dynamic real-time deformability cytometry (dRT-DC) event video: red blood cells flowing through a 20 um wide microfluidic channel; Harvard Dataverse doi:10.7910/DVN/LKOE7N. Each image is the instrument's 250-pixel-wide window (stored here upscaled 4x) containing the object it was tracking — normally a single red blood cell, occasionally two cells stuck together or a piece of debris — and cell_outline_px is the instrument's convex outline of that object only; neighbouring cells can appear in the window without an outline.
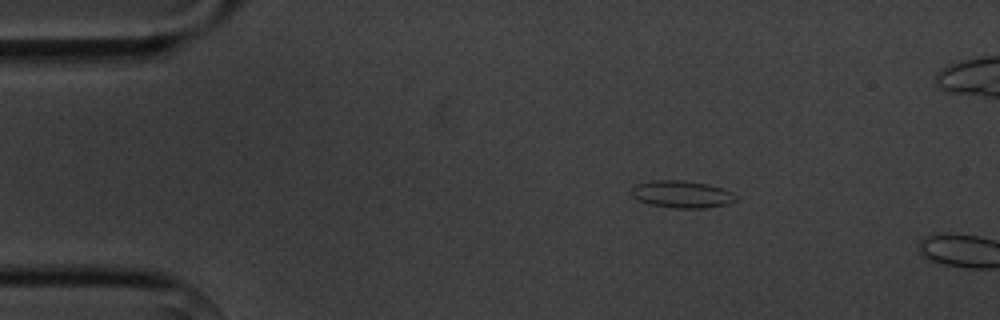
{"species": "common noctule bat (a hibernating species)", "species_latin": "Nyctalus noctula", "temperature_condition": "cold", "stored_images_in_passage": 4, "camera_frame_rate_fps": 3000, "um_per_image_px": 0.085, "animal": {"sex": "male", "body_mass_g": 20.1, "forearm_length_mm": 53.5}, "frame": {"image": 1, "passage_image": 3, "time_ms": 5.667, "image_size_px": [1000, 320], "cell_outline_px": [[736, 200], [728, 204], [704, 208], [672, 208], [648, 204], [632, 196], [632, 188], [636, 184], [652, 180], [684, 180], [708, 184], [732, 192], [736, 196]], "centroid_in_image_um": [57.95, 16.51], "position_along_channel_um": 27.1, "area_um2": 16.53}}